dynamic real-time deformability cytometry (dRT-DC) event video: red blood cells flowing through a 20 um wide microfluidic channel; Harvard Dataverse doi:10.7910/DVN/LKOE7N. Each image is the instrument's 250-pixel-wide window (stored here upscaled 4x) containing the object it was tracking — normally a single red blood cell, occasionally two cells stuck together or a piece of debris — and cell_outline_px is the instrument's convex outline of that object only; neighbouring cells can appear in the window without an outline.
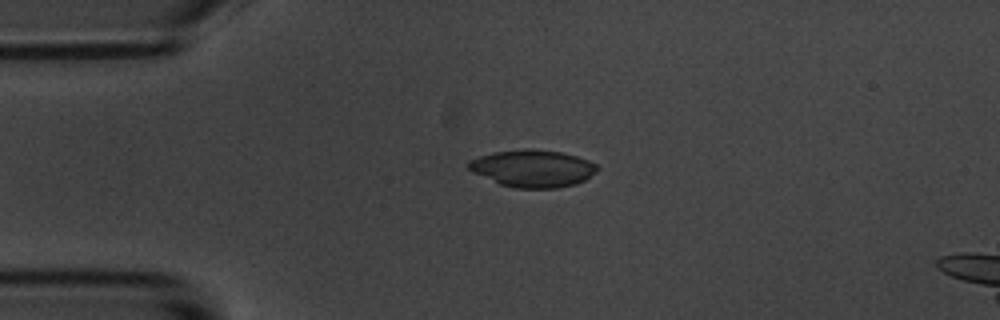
{"species": "common noctule bat (a hibernating species)", "species_latin": "Nyctalus noctula", "temperature_condition": "room temperature", "stored_images_in_passage": 4, "camera_frame_rate_fps": 3000, "um_per_image_px": 0.085, "animal": {"sex": "male", "body_mass_g": 20.1, "forearm_length_mm": 53.5}, "frame": {"image": 1, "passage_image": 3, "time_ms": 2.333, "image_size_px": [1000, 320], "cell_outline_px": [[600, 168], [596, 172], [584, 180], [576, 184], [556, 188], [512, 188], [500, 184], [472, 172], [468, 168], [468, 164], [472, 160], [480, 156], [496, 152], [524, 148], [532, 148], [560, 152], [576, 156], [588, 160], [596, 164]], "centroid_in_image_um": [45.31, 14.32], "position_along_channel_um": 39.7, "area_um2": 27.86}}